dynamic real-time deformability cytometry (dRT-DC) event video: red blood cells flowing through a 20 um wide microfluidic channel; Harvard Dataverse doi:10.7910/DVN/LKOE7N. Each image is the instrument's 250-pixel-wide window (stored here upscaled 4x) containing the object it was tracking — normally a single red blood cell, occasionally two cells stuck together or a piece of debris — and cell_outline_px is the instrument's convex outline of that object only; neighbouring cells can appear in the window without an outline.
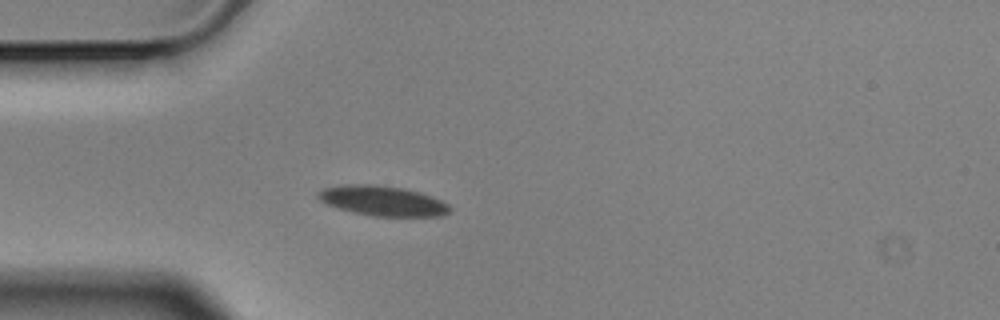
{"species": "Egyptian fruit bat (a non-hibernating species)", "species_latin": "Rousettus aegyptiacus", "temperature_condition": "cold", "stored_images_in_passage": 5, "camera_frame_rate_fps": 3000, "um_per_image_px": 0.085, "animal": {"sex": "male"}, "frame": {"image": 1, "passage_image": 5, "time_ms": 1.333, "image_size_px": [1000, 320], "cell_outline_px": [[452, 208], [448, 212], [440, 216], [372, 216], [352, 212], [336, 208], [320, 200], [316, 196], [316, 192], [324, 188], [340, 184], [376, 184], [404, 188], [420, 192], [432, 196], [448, 204]], "centroid_in_image_um": [32.48, 17.06], "position_along_channel_um": 52.5, "area_um2": 23.24}}